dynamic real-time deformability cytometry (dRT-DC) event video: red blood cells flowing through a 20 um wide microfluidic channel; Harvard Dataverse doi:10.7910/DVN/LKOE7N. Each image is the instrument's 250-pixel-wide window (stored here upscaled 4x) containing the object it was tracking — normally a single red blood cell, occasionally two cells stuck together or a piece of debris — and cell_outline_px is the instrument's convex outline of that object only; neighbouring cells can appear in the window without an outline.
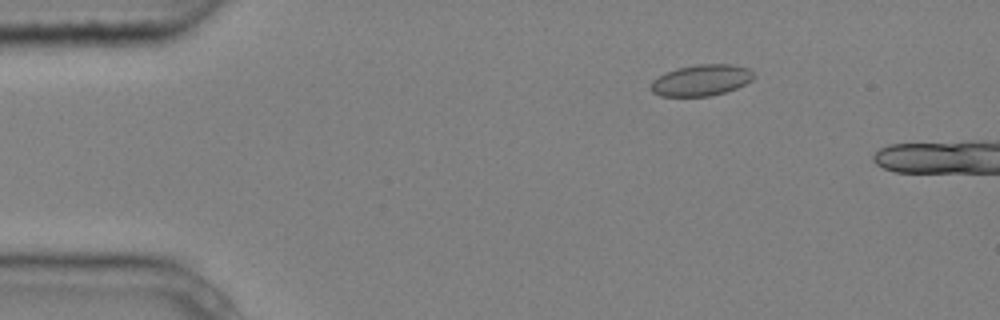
{"species": "common noctule bat (a hibernating species)", "species_latin": "Nyctalus noctula", "temperature_condition": "cold", "stored_images_in_passage": 4, "camera_frame_rate_fps": 3000, "um_per_image_px": 0.085, "animal": {"sex": "male", "body_mass_g": 20.4}, "frame": {"image": 1, "passage_image": 3, "time_ms": 0.667, "image_size_px": [1000, 320], "cell_outline_px": [[756, 76], [752, 80], [736, 88], [724, 92], [708, 96], [660, 96], [652, 92], [648, 88], [652, 80], [676, 68], [696, 64], [732, 64], [748, 68]], "centroid_in_image_um": [59.59, 6.81], "position_along_channel_um": 25.4, "area_um2": 18.73}}